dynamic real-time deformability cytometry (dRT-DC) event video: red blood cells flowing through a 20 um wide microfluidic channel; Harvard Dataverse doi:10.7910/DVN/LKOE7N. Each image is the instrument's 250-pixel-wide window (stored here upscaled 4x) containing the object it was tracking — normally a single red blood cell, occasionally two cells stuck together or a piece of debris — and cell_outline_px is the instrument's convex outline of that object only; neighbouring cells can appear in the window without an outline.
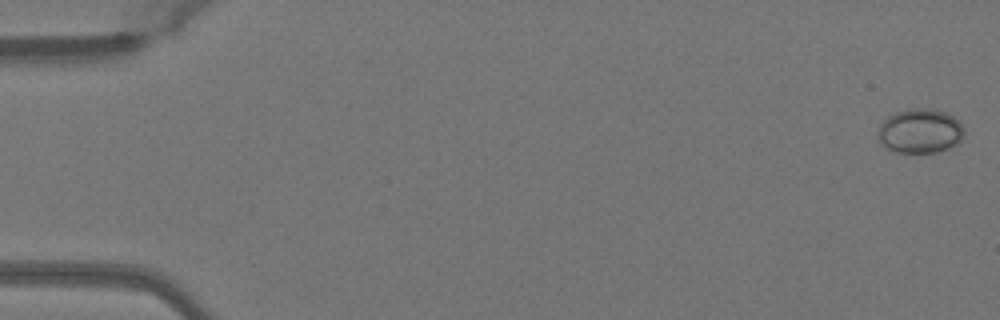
{"species": "Egyptian fruit bat (a non-hibernating species)", "species_latin": "Rousettus aegyptiacus", "temperature_condition": "warm", "stored_images_in_passage": 44, "camera_frame_rate_fps": 3000, "um_per_image_px": 0.085, "animal": {"sex": "female"}, "frame": {"image": 1, "passage_image": 1, "time_ms": 0.0, "image_size_px": [1000, 320], "cell_outline_px": [[964, 136], [956, 144], [948, 148], [936, 152], [896, 152], [888, 148], [880, 140], [876, 132], [884, 120], [888, 116], [896, 112], [908, 108], [932, 108], [948, 112], [960, 120], [964, 128]], "centroid_in_image_um": [78.25, 11.1], "position_along_channel_um": 6.8, "area_um2": 22.48}}
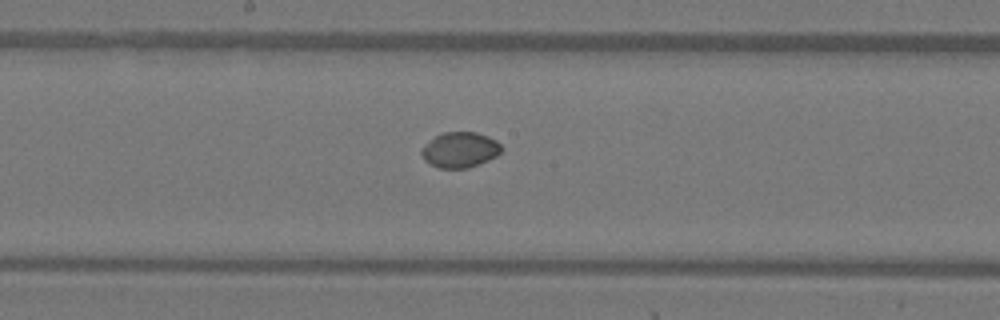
{"frame": {"image": 2, "passage_image": 27, "time_ms": 8.667, "image_size_px": [1000, 320], "cell_outline_px": [[504, 148], [496, 156], [488, 160], [468, 168], [440, 168], [424, 160], [420, 152], [424, 144], [436, 136], [444, 132], [476, 132], [488, 136], [496, 140]], "centroid_in_image_um": [39.11, 12.73], "position_along_channel_um": 209.1, "area_um2": 16.47}}
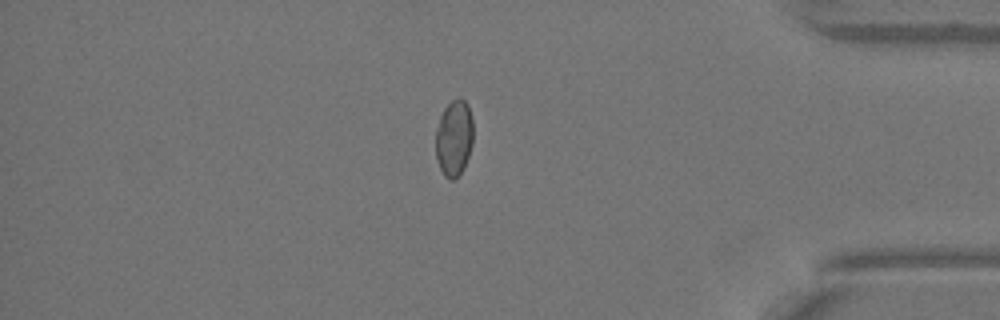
{"frame": {"image": 3, "passage_image": 43, "time_ms": 14.0, "image_size_px": [1000, 320], "cell_outline_px": [[472, 144], [464, 168], [456, 180], [448, 180], [444, 176], [440, 168], [436, 156], [436, 128], [440, 116], [444, 108], [452, 100], [460, 96], [468, 104], [472, 116]], "centroid_in_image_um": [38.59, 11.74], "position_along_channel_um": 396.6, "area_um2": 16.88}, "authors_computed_cell_mechanics": {"area_um2": 17.1377, "velocity_mm_per_s": 4.0883, "shape_relaxation_time_tau1_ms": 10.0253, "shape_relaxation_time_tau2_ms": null, "deformation_change_tau1": 0.1043, "deformation_change_tau2": null}}